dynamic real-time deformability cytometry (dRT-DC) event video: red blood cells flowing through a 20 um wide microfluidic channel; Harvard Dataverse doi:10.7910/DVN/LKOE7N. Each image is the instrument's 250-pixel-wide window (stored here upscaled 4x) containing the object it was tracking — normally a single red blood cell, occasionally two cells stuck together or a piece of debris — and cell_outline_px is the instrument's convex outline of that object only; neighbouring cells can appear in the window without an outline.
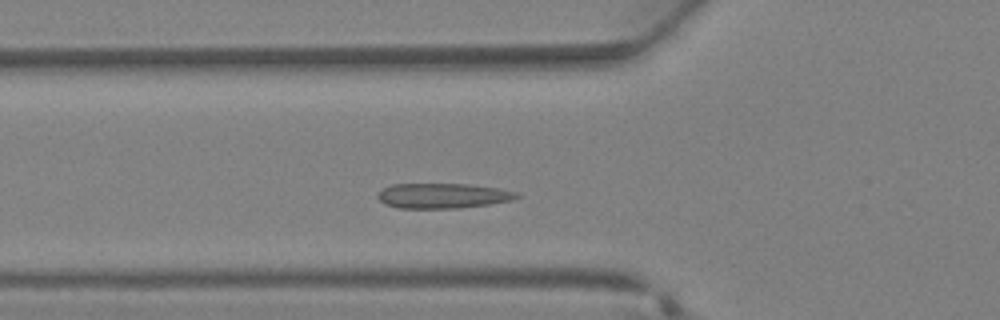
{"species": "Egyptian fruit bat (a non-hibernating species)", "species_latin": "Rousettus aegyptiacus", "temperature_condition": "warm", "stored_images_in_passage": 26, "camera_frame_rate_fps": 3000, "um_per_image_px": 0.085, "animal": {"sex": "female"}, "frame": {"image": 1, "passage_image": 2, "time_ms": 0.333, "image_size_px": [1000, 320], "cell_outline_px": [[520, 196], [512, 200], [488, 204], [460, 208], [396, 208], [384, 204], [376, 196], [384, 188], [392, 184], [468, 184], [500, 188], [516, 192]], "centroid_in_image_um": [37.63, 16.64], "position_along_channel_um": 88.2, "area_um2": 20.29}}
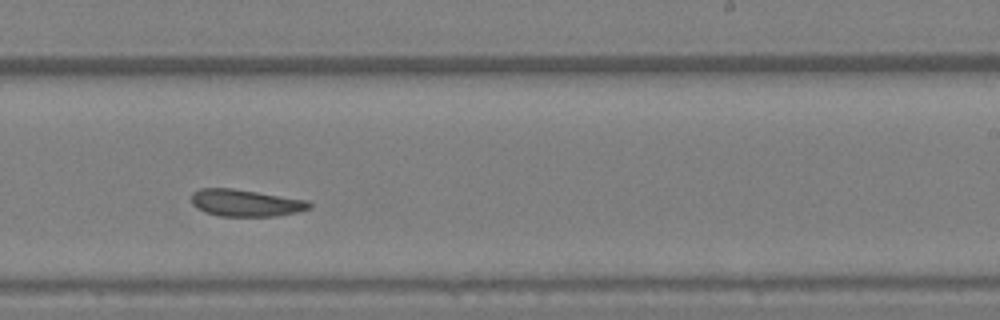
{"frame": {"image": 2, "passage_image": 12, "time_ms": 3.667, "image_size_px": [1000, 320], "cell_outline_px": [[312, 208], [296, 212], [276, 216], [220, 216], [204, 212], [196, 208], [192, 204], [192, 192], [200, 188], [232, 188], [308, 200], [312, 204]], "centroid_in_image_um": [20.87, 17.25], "position_along_channel_um": 268.1, "area_um2": 18.61}}
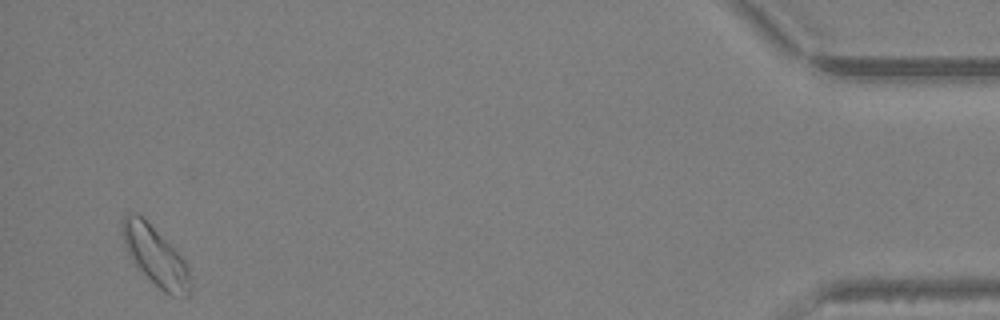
{"frame": {"image": 3, "passage_image": 25, "time_ms": 8.0, "image_size_px": [1000, 320], "cell_outline_px": [[192, 284], [188, 296], [172, 296], [164, 292], [136, 268], [132, 264], [120, 236], [120, 224], [124, 216], [128, 212], [136, 212], [188, 264], [192, 276]], "centroid_in_image_um": [13.17, 21.81], "position_along_channel_um": 422.0, "area_um2": 23.58}}